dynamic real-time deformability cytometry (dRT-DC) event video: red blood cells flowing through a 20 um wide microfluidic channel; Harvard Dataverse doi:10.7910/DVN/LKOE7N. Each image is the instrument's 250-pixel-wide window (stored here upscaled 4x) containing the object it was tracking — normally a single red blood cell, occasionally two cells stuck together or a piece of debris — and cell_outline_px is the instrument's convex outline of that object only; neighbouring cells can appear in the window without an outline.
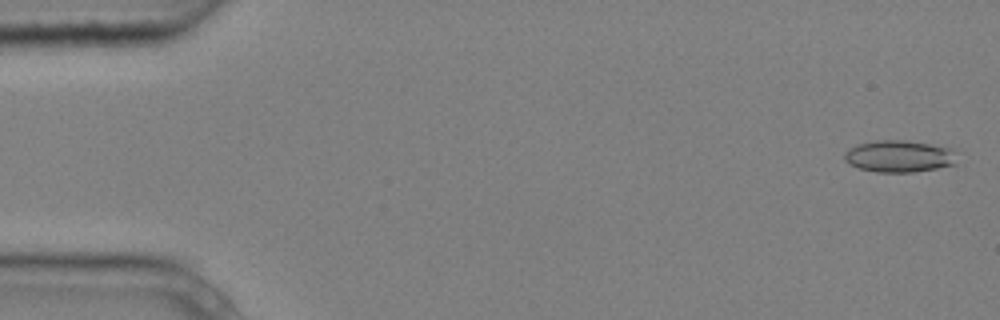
{"species": "common noctule bat (a hibernating species)", "species_latin": "Nyctalus noctula", "temperature_condition": "cold", "stored_images_in_passage": 6, "camera_frame_rate_fps": 3000, "um_per_image_px": 0.085, "animal": {"sex": "male", "body_mass_g": 20.4}, "frame": {"image": 1, "passage_image": 1, "time_ms": 0.0, "image_size_px": [1000, 320], "cell_outline_px": [[956, 164], [936, 168], [912, 172], [876, 172], [860, 168], [848, 164], [844, 160], [844, 152], [848, 148], [856, 144], [876, 140], [908, 140], [952, 148]], "centroid_in_image_um": [76.37, 13.27], "position_along_channel_um": 8.6, "area_um2": 20.98}}